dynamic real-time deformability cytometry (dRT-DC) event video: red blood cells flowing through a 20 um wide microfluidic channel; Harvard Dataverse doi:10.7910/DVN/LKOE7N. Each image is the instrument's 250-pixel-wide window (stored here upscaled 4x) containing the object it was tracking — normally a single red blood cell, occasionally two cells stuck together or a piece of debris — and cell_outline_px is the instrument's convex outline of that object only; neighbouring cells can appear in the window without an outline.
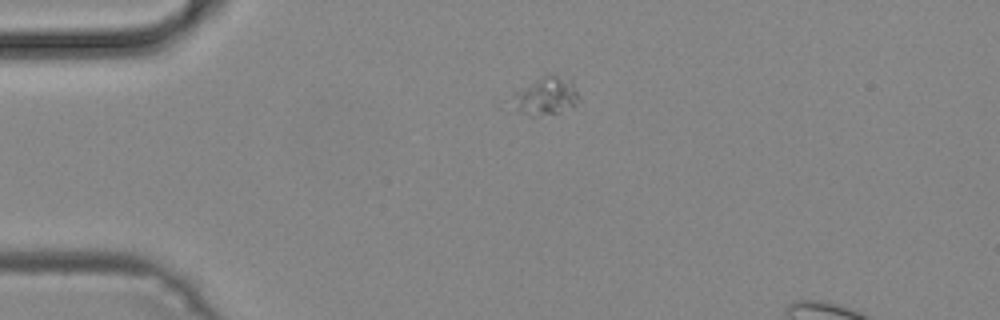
{"species": "common noctule bat (a hibernating species)", "species_latin": "Nyctalus noctula", "temperature_condition": "cold", "stored_images_in_passage": 37, "camera_frame_rate_fps": 3000, "um_per_image_px": 0.085, "animal": {"sex": "male", "body_mass_g": 19.2, "forearm_length_mm": 51.8}, "frame": {"image": 1, "passage_image": 1, "time_ms": 0.0, "image_size_px": [1000, 320], "cell_outline_px": [[580, 100], [556, 112], [532, 116], [528, 116], [496, 108], [492, 104], [496, 100], [540, 76], [548, 72], [572, 80], [580, 96]], "centroid_in_image_um": [45.93, 8.19], "position_along_channel_um": 39.1, "area_um2": 16.99}}
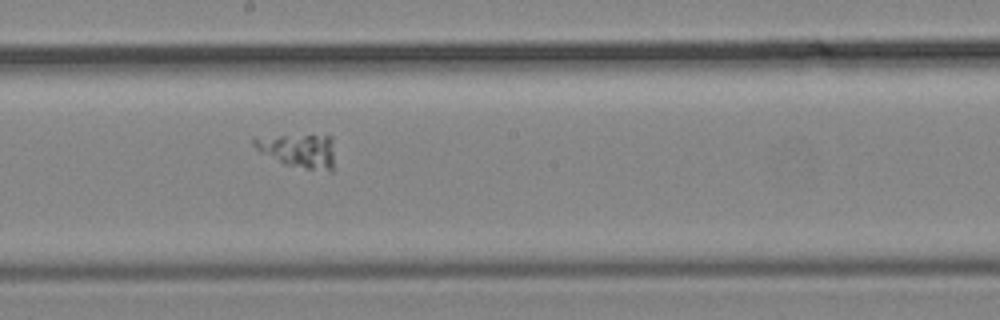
{"frame": {"image": 2, "passage_image": 17, "time_ms": 5.333, "image_size_px": [1000, 320], "cell_outline_px": [[332, 172], [304, 168], [284, 164], [260, 152], [252, 144], [252, 136], [332, 136]], "centroid_in_image_um": [25.33, 12.8], "position_along_channel_um": 222.9, "area_um2": 15.72}}
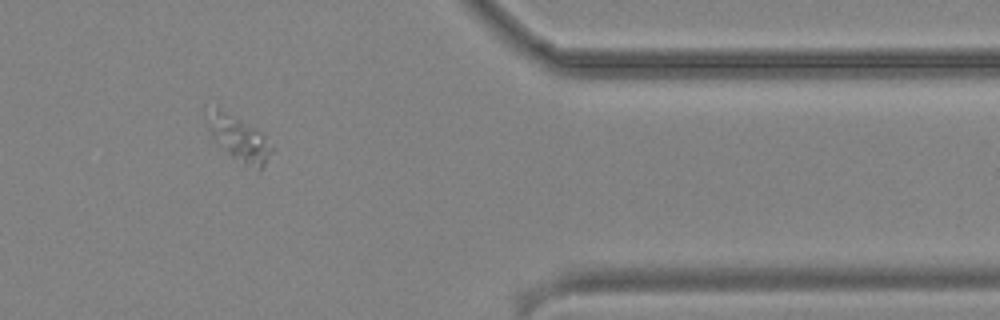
{"frame": {"image": 3, "passage_image": 31, "time_ms": 10.0, "image_size_px": [1000, 320], "cell_outline_px": [[276, 148], [260, 172], [244, 164], [232, 156], [212, 140], [204, 116], [216, 104], [256, 128]], "centroid_in_image_um": [20.3, 11.75], "position_along_channel_um": 391.1, "area_um2": 17.57}}